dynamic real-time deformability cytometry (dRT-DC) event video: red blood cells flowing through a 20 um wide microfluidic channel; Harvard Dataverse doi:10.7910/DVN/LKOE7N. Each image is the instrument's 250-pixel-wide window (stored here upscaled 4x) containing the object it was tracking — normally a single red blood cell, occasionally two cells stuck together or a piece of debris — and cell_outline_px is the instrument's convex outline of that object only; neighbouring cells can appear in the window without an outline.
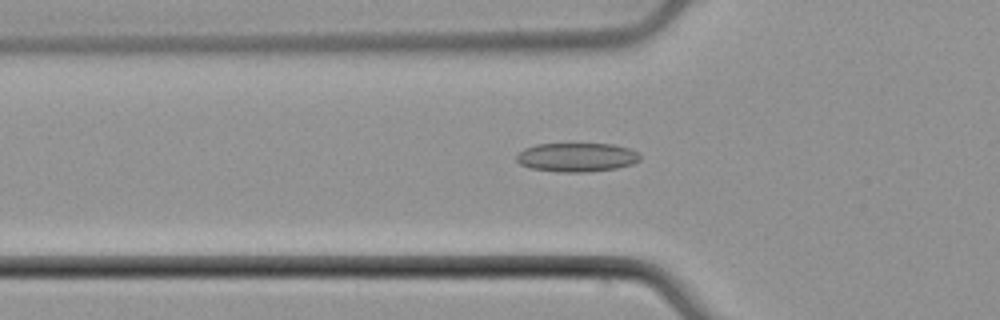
{"species": "common noctule bat (a hibernating species)", "species_latin": "Nyctalus noctula", "temperature_condition": "cold", "stored_images_in_passage": 36, "camera_frame_rate_fps": 3000, "um_per_image_px": 0.085, "animal": {"sex": "male", "body_mass_g": 21.5, "forearm_length_mm": 52.0}, "frame": {"image": 1, "passage_image": 2, "time_ms": 0.333, "image_size_px": [1000, 320], "cell_outline_px": [[640, 160], [632, 164], [616, 168], [588, 172], [560, 172], [532, 168], [520, 164], [516, 160], [516, 156], [524, 148], [536, 144], [612, 144], [628, 148], [636, 152], [640, 156]], "centroid_in_image_um": [49.01, 13.37], "position_along_channel_um": 76.8, "area_um2": 20.69}}
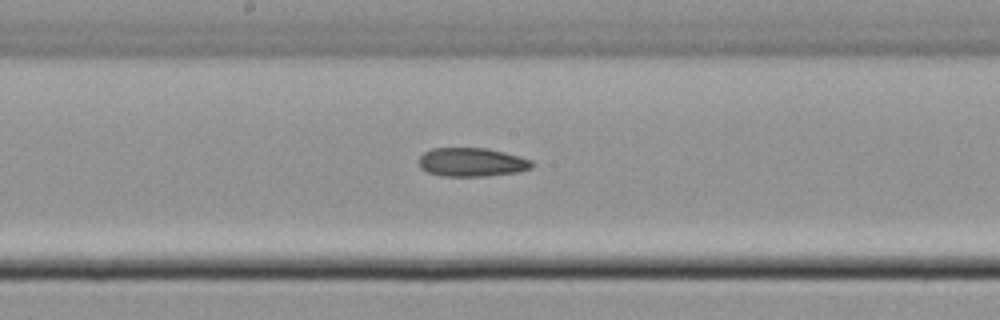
{"frame": {"image": 2, "passage_image": 12, "time_ms": 3.667, "image_size_px": [1000, 320], "cell_outline_px": [[532, 168], [516, 172], [484, 176], [440, 176], [428, 172], [420, 168], [420, 156], [424, 152], [432, 148], [488, 148], [520, 156], [532, 160]], "centroid_in_image_um": [40.1, 13.78], "position_along_channel_um": 208.1, "area_um2": 18.9}}
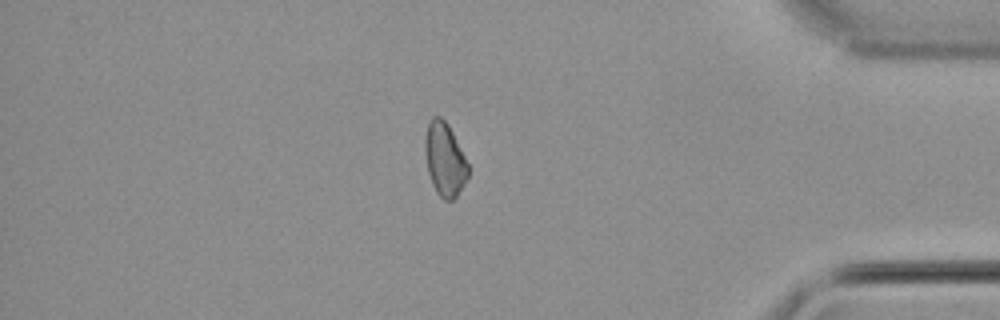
{"frame": {"image": 3, "passage_image": 29, "time_ms": 9.333, "image_size_px": [1000, 320], "cell_outline_px": [[468, 176], [464, 184], [456, 196], [452, 200], [444, 200], [436, 192], [432, 184], [428, 172], [424, 148], [424, 140], [428, 120], [432, 116], [440, 116], [448, 124], [468, 164]], "centroid_in_image_um": [37.77, 13.53], "position_along_channel_um": 397.4, "area_um2": 18.38}}